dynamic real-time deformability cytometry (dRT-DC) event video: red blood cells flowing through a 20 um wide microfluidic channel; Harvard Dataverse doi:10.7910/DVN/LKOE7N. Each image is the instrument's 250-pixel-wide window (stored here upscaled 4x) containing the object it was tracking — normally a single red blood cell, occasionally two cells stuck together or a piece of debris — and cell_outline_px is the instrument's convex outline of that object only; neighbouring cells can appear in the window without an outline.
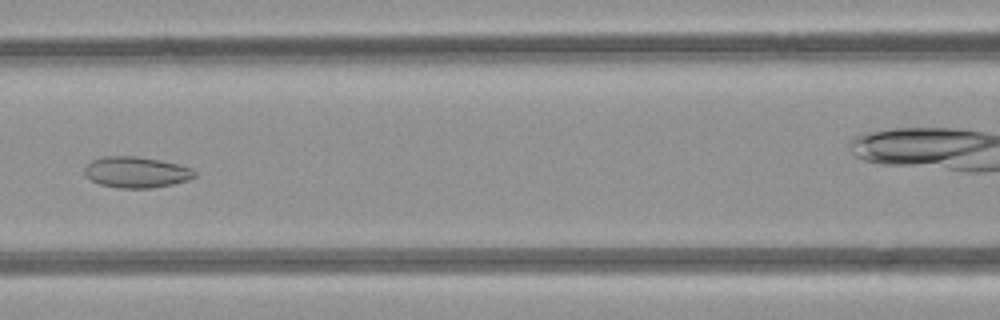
{"species": "common noctule bat (a hibernating species)", "species_latin": "Nyctalus noctula", "temperature_condition": "room temperature", "stored_images_in_passage": 9, "camera_frame_rate_fps": 3000, "um_per_image_px": 0.085, "animal": {"sex": "female", "body_mass_g": 21.9}, "frame": {"image": 1, "passage_image": 8, "time_ms": 8.0, "image_size_px": [1000, 320], "cell_outline_px": [[196, 176], [188, 180], [172, 184], [152, 188], [120, 188], [100, 184], [92, 180], [84, 172], [84, 168], [92, 160], [104, 156], [136, 156], [160, 160], [180, 164], [192, 168], [196, 172]], "centroid_in_image_um": [11.62, 14.63], "position_along_channel_um": 155.0, "area_um2": 19.88}}